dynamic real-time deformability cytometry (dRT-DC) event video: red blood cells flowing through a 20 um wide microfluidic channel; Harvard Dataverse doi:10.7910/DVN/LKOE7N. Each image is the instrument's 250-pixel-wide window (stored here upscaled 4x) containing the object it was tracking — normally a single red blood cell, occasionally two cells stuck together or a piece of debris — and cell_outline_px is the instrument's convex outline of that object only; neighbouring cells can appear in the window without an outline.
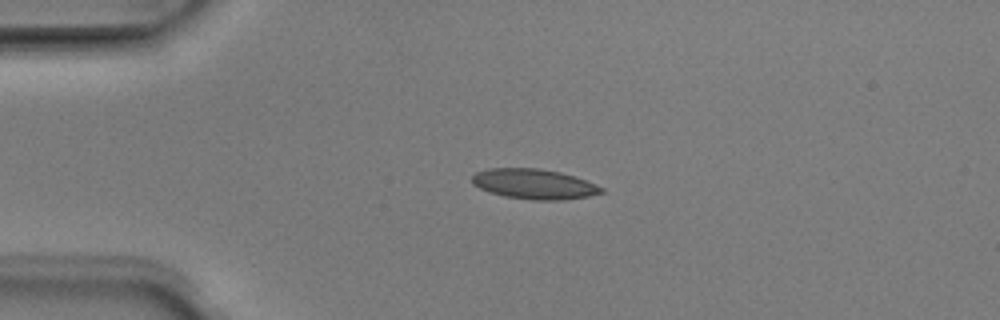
{"species": "Egyptian fruit bat (a non-hibernating species)", "species_latin": "Rousettus aegyptiacus", "temperature_condition": "room temperature", "stored_images_in_passage": 8, "camera_frame_rate_fps": 3000, "um_per_image_px": 0.085, "animal": {"sex": "male"}, "frame": {"image": 1, "passage_image": 3, "time_ms": 0.667, "image_size_px": [1000, 320], "cell_outline_px": [[604, 192], [588, 196], [560, 200], [532, 200], [504, 196], [480, 188], [472, 184], [472, 176], [476, 172], [488, 168], [540, 168], [560, 172], [576, 176], [604, 188]], "centroid_in_image_um": [45.4, 15.63], "position_along_channel_um": 39.6, "area_um2": 22.66}}
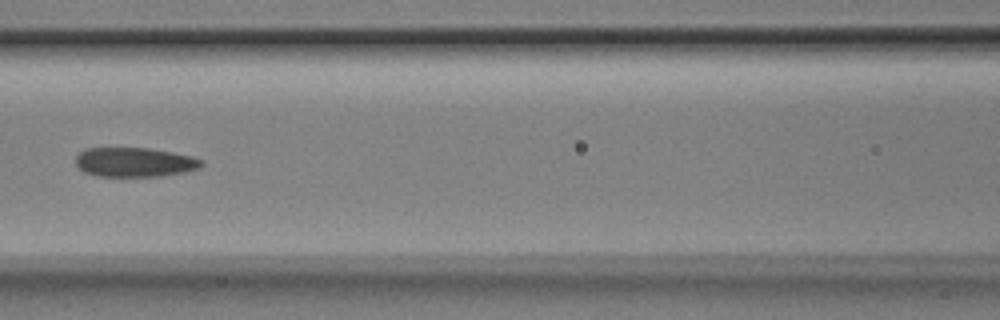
{"frame": {"image": 2, "passage_image": 6, "time_ms": 1.667, "image_size_px": [1000, 320], "cell_outline_px": [[204, 164], [200, 168], [184, 172], [160, 176], [96, 176], [84, 172], [76, 164], [76, 156], [84, 148], [148, 148], [172, 152], [192, 156], [204, 160]], "centroid_in_image_um": [11.46, 13.78], "position_along_channel_um": 155.1, "area_um2": 21.62}}
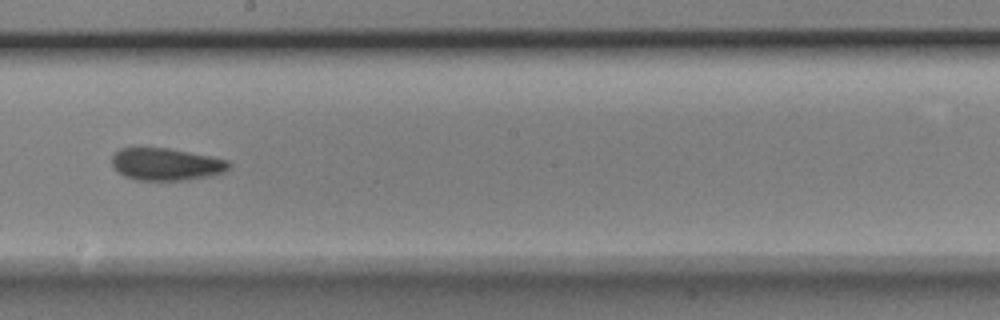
{"frame": {"image": 3, "passage_image": 8, "time_ms": 2.333, "image_size_px": [1000, 320], "cell_outline_px": [[232, 164], [224, 172], [212, 176], [188, 180], [136, 180], [124, 176], [112, 164], [112, 156], [120, 148], [168, 148], [212, 156], [228, 160]], "centroid_in_image_um": [14.17, 13.96], "position_along_channel_um": 234.0, "area_um2": 22.08}}